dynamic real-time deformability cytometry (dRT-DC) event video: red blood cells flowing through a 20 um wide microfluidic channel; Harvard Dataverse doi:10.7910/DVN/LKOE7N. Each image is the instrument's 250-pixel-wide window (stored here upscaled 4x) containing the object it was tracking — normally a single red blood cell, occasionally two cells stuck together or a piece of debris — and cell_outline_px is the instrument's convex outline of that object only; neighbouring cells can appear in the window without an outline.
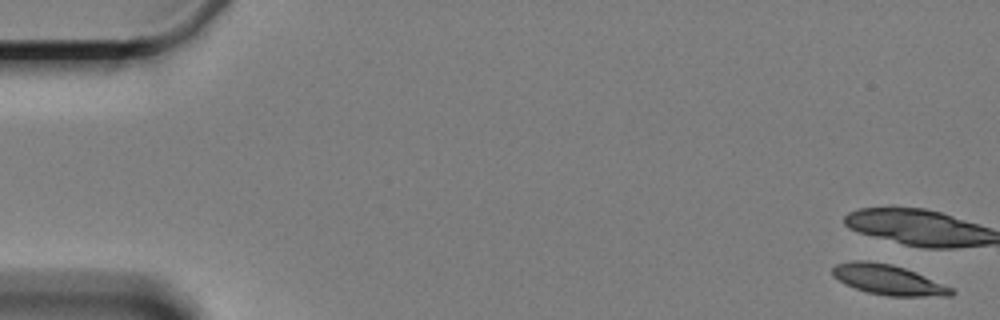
{"species": "Egyptian fruit bat (a non-hibernating species)", "species_latin": "Rousettus aegyptiacus", "temperature_condition": "cold", "stored_images_in_passage": 7, "camera_frame_rate_fps": 3000, "um_per_image_px": 0.085, "animal": {"sex": "female"}, "frame": {"image": 1, "passage_image": 1, "time_ms": 0.0, "image_size_px": [1000, 320], "cell_outline_px": [[956, 292], [952, 296], [888, 296], [868, 292], [844, 284], [832, 276], [832, 268], [836, 264], [852, 260], [868, 260], [892, 264], [916, 272], [952, 288]], "centroid_in_image_um": [75.47, 23.77], "position_along_channel_um": 9.5, "area_um2": 20.92}}
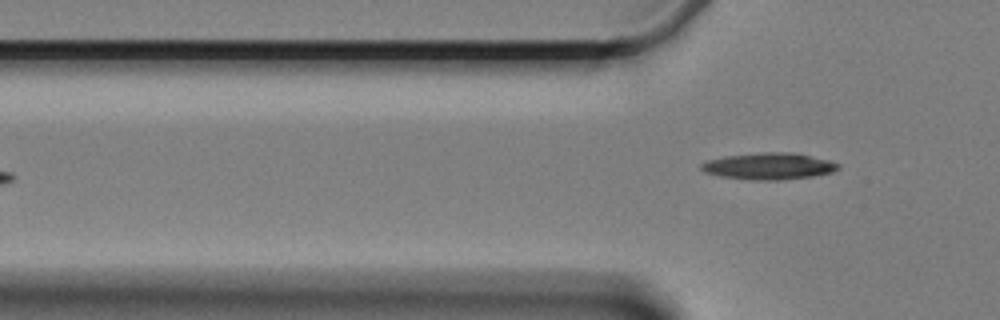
{"frame": {"image": 2, "passage_image": 7, "time_ms": 8.333, "image_size_px": [1000, 320], "cell_outline_px": [[840, 168], [832, 172], [812, 176], [780, 180], [752, 180], [720, 176], [704, 172], [700, 168], [700, 164], [704, 160], [724, 156], [760, 152], [792, 152], [828, 160], [840, 164]], "centroid_in_image_um": [65.3, 14.12], "position_along_channel_um": 60.5, "area_um2": 21.39}}